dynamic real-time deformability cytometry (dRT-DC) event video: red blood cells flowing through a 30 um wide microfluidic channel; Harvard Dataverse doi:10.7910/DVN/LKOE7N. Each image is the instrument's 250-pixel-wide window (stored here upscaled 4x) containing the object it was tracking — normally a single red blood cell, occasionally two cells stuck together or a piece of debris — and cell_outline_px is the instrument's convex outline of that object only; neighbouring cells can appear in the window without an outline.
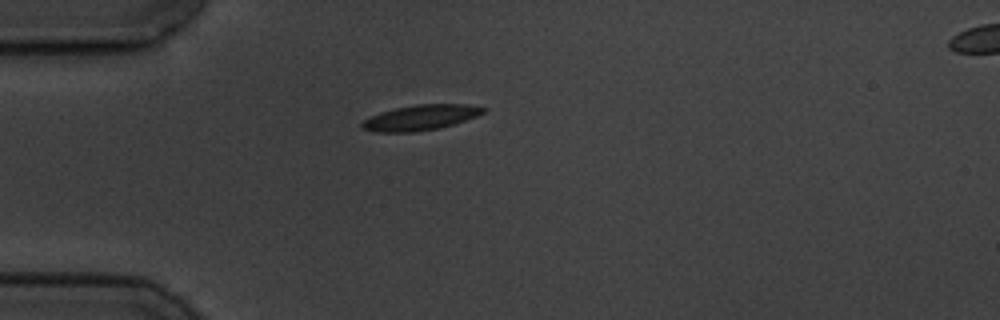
{"species": "common noctule bat (a hibernating species)", "species_latin": "Nyctalus noctula", "temperature_condition": "cold", "stored_images_in_passage": 2, "segment_of_instrument_passage": [1, 2], "camera_frame_rate_fps": 3000, "um_per_image_px": 0.085, "animal": {"sex": "male", "body_mass_g": 19.5, "forearm_length_mm": 54.6}, "frame": {"image": 1, "passage_image": 1, "time_ms": 0.0, "image_size_px": [1000, 320], "cell_outline_px": [[488, 108], [484, 112], [476, 116], [440, 128], [412, 132], [376, 132], [360, 128], [360, 124], [364, 120], [380, 112], [396, 108], [416, 104], [468, 104]], "centroid_in_image_um": [35.73, 9.99], "position_along_channel_um": 49.3, "area_um2": 17.8}}